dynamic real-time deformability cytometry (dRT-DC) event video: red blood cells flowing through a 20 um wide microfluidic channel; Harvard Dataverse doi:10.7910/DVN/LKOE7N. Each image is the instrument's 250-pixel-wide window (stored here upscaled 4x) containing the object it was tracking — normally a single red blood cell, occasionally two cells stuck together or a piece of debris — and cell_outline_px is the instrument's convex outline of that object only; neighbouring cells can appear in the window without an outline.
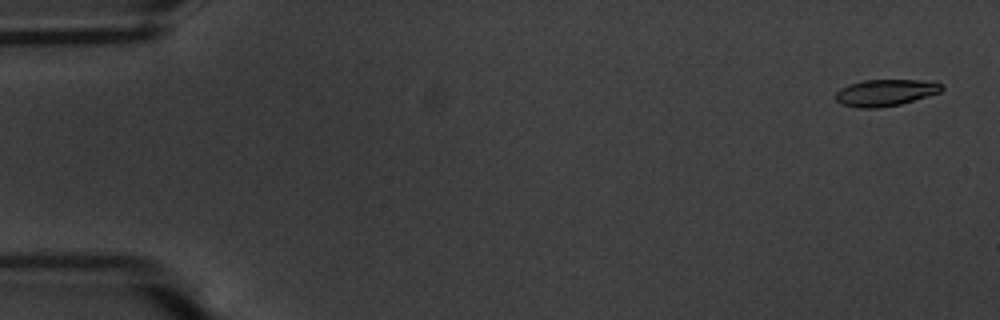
{"species": "common noctule bat (a hibernating species)", "species_latin": "Nyctalus noctula", "temperature_condition": "warm", "stored_images_in_passage": 26, "camera_frame_rate_fps": 3000, "um_per_image_px": 0.085, "animal": {"sex": "male", "body_mass_g": 20.1, "forearm_length_mm": 53.5}, "frame": {"image": 1, "passage_image": 2, "time_ms": 0.333, "image_size_px": [1000, 320], "cell_outline_px": [[944, 88], [940, 92], [900, 104], [876, 108], [860, 108], [840, 104], [836, 100], [836, 92], [840, 88], [848, 84], [864, 80], [936, 80], [944, 84]], "centroid_in_image_um": [75.29, 7.86], "position_along_channel_um": 9.7, "area_um2": 16.65}}
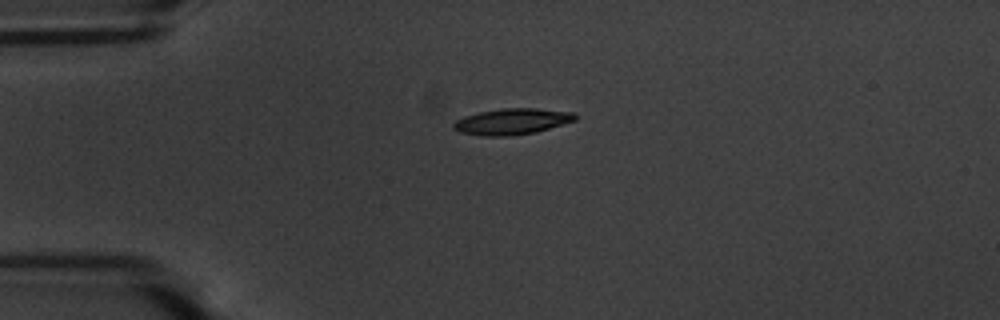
{"frame": {"image": 2, "passage_image": 14, "time_ms": 4.333, "image_size_px": [1000, 320], "cell_outline_px": [[576, 120], [536, 132], [508, 136], [484, 136], [460, 132], [452, 128], [452, 124], [456, 120], [464, 116], [480, 112], [504, 108], [536, 108], [576, 112]], "centroid_in_image_um": [43.53, 10.32], "position_along_channel_um": 41.5, "area_um2": 18.5}}
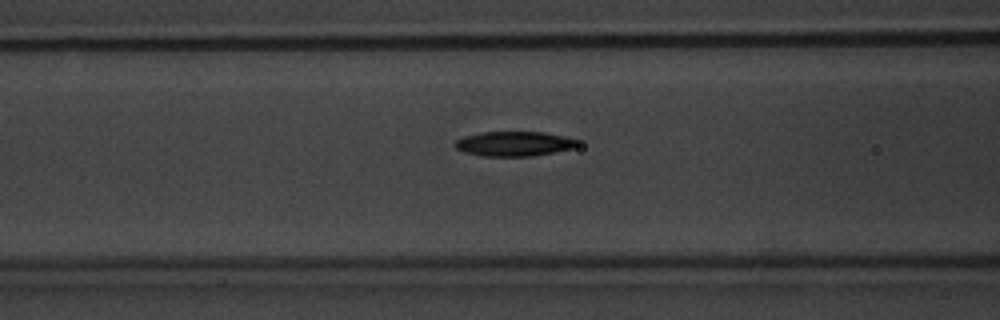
{"frame": {"image": 3, "passage_image": 23, "time_ms": 7.333, "image_size_px": [1000, 320], "cell_outline_px": [[580, 144], [572, 148], [532, 156], [480, 156], [464, 152], [456, 148], [452, 144], [456, 140], [464, 136], [480, 132], [544, 132], [564, 136], [580, 140]], "centroid_in_image_um": [43.67, 12.21], "position_along_channel_um": 122.9, "area_um2": 17.74}}